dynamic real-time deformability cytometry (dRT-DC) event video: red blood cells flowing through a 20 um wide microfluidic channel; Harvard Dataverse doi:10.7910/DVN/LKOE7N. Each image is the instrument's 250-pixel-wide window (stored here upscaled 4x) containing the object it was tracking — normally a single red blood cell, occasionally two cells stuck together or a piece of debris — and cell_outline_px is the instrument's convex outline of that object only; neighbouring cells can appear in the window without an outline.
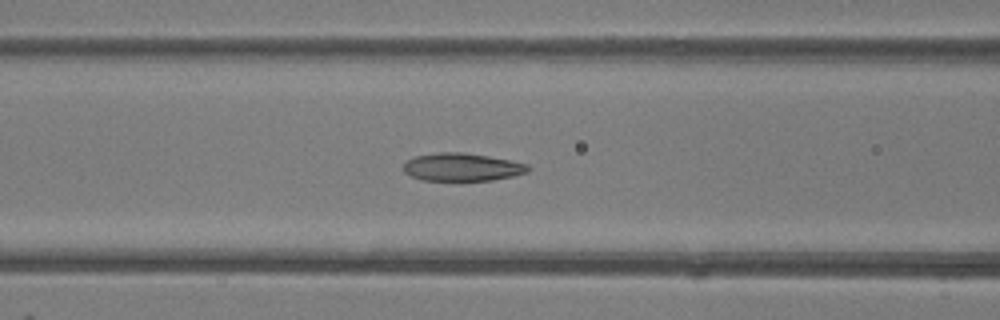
{"species": "common noctule bat (a hibernating species)", "species_latin": "Nyctalus noctula", "temperature_condition": "room temperature", "stored_images_in_passage": 21, "camera_frame_rate_fps": 3000, "um_per_image_px": 0.085, "animal": {"sex": "female"}, "frame": {"image": 1, "passage_image": 14, "time_ms": 4.333, "image_size_px": [1000, 320], "cell_outline_px": [[528, 172], [512, 176], [492, 180], [420, 180], [404, 172], [404, 164], [408, 160], [416, 156], [440, 152], [464, 152], [488, 156], [528, 164]], "centroid_in_image_um": [39.26, 14.2], "position_along_channel_um": 127.3, "area_um2": 20.0}}
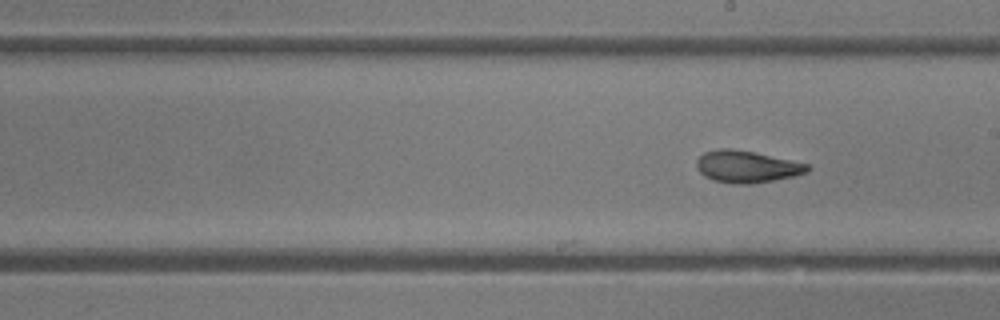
{"frame": {"image": 2, "passage_image": 21, "time_ms": 6.667, "image_size_px": [1000, 320], "cell_outline_px": [[812, 168], [808, 172], [792, 176], [752, 184], [732, 184], [712, 180], [704, 176], [696, 168], [696, 160], [704, 152], [720, 148], [728, 148], [752, 152], [808, 164]], "centroid_in_image_um": [63.43, 14.17], "position_along_channel_um": 225.6, "area_um2": 20.52}}